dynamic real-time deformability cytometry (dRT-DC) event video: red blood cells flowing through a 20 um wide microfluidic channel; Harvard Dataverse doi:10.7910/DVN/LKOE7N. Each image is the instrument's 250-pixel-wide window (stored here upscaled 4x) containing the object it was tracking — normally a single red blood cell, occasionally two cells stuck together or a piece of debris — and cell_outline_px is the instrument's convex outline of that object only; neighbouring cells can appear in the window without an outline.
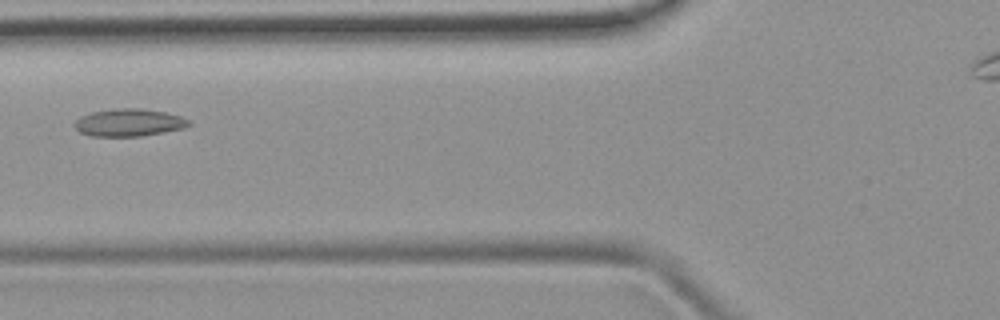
{"species": "common noctule bat (a hibernating species)", "species_latin": "Nyctalus noctula", "temperature_condition": "room temperature", "stored_images_in_passage": 5, "camera_frame_rate_fps": 3000, "um_per_image_px": 0.085, "animal": {"sex": "female", "body_mass_g": 19.9}, "frame": {"image": 1, "passage_image": 5, "time_ms": 4.667, "image_size_px": [1000, 320], "cell_outline_px": [[192, 124], [184, 128], [164, 132], [140, 136], [92, 136], [80, 132], [72, 124], [80, 116], [92, 112], [116, 108], [140, 108], [164, 112], [180, 116], [188, 120]], "centroid_in_image_um": [10.94, 10.42], "position_along_channel_um": 114.9, "area_um2": 18.26}}